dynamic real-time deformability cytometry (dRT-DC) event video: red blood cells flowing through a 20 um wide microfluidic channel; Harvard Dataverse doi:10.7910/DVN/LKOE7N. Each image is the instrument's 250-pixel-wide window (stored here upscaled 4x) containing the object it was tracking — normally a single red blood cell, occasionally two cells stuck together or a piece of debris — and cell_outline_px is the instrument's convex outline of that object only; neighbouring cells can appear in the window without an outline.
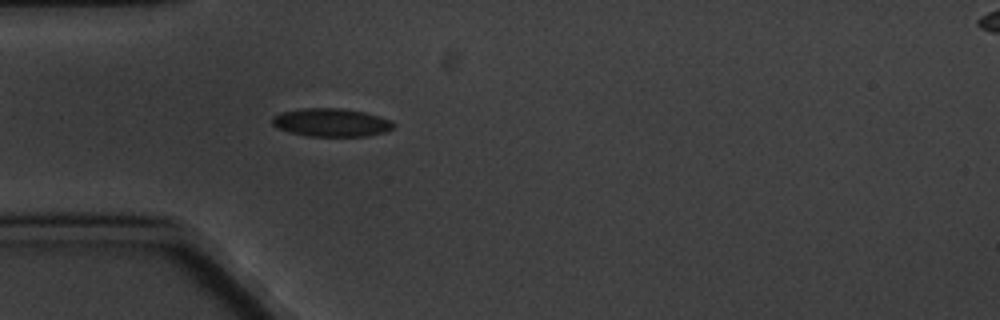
{"species": "common noctule bat (a hibernating species)", "species_latin": "Nyctalus noctula", "temperature_condition": "cold", "stored_images_in_passage": 1, "camera_frame_rate_fps": 3000, "um_per_image_px": 0.085, "animal": {"sex": "male", "body_mass_g": 20.1, "forearm_length_mm": 53.5}, "frame": {"image": 1, "passage_image": 1, "time_ms": 0.0, "image_size_px": [1000, 320], "cell_outline_px": [[396, 124], [392, 128], [384, 132], [364, 136], [308, 136], [288, 132], [276, 128], [272, 124], [272, 116], [280, 112], [300, 108], [340, 108], [364, 112], [380, 116], [392, 120]], "centroid_in_image_um": [28.12, 10.4], "position_along_channel_um": 56.9, "area_um2": 20.11}}